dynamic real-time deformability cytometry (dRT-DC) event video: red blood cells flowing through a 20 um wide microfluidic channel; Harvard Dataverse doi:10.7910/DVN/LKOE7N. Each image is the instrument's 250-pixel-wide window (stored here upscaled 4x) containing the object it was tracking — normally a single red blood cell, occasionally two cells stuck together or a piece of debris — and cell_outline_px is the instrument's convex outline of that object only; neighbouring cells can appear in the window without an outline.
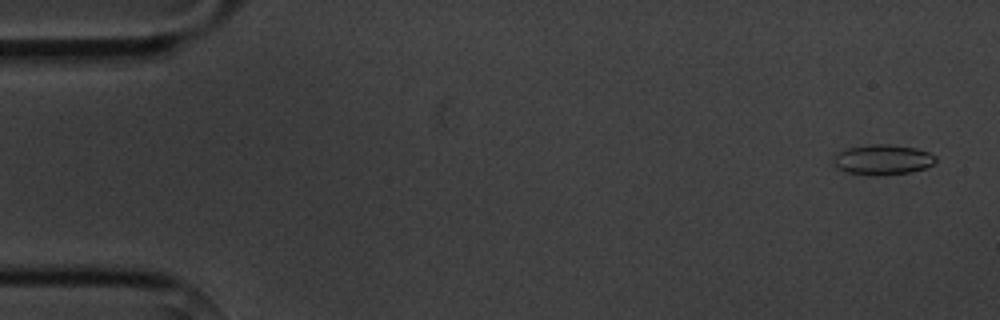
{"species": "common noctule bat (a hibernating species)", "species_latin": "Nyctalus noctula", "temperature_condition": "cold", "stored_images_in_passage": 2, "camera_frame_rate_fps": 3000, "um_per_image_px": 0.085, "animal": {"sex": "male", "body_mass_g": 20.1, "forearm_length_mm": 53.5}, "frame": {"image": 1, "passage_image": 2, "time_ms": 1.333, "image_size_px": [1000, 320], "cell_outline_px": [[936, 160], [932, 164], [924, 168], [912, 172], [844, 172], [832, 164], [832, 160], [836, 152], [848, 148], [868, 144], [888, 144], [916, 148], [928, 152], [936, 156]], "centroid_in_image_um": [75.0, 13.51], "position_along_channel_um": 10.0, "area_um2": 17.22}}